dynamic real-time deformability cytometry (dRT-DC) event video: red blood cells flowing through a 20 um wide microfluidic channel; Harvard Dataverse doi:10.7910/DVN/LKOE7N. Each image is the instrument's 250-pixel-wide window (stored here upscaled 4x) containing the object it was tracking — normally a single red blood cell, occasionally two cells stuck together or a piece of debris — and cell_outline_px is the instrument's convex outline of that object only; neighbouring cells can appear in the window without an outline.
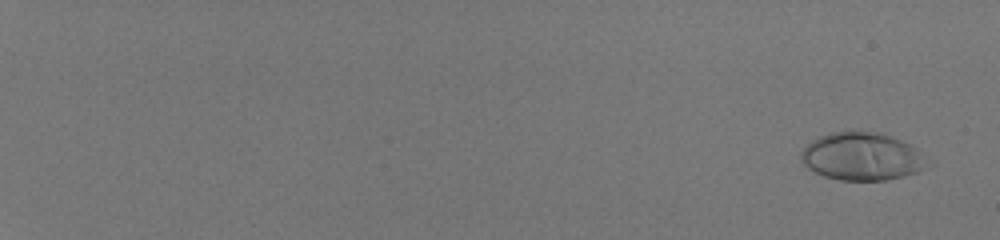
{"species": "human", "species_latin": "Homo sapiens", "temperature_condition": "room temperature", "stored_images_in_passage": 57, "camera_frame_rate_fps": 3000, "um_per_image_px": 0.085, "donor": {"sex": "male"}, "frame": {"image": 1, "passage_image": 4, "time_ms": 1.0, "image_size_px": [1000, 240], "cell_outline_px": [[920, 168], [916, 172], [888, 180], [840, 180], [824, 176], [808, 168], [800, 160], [800, 152], [812, 140], [820, 136], [832, 132], [852, 128], [880, 132], [900, 140], [916, 148]], "centroid_in_image_um": [73.1, 13.25], "position_along_channel_um": 11.9, "area_um2": 34.68}}
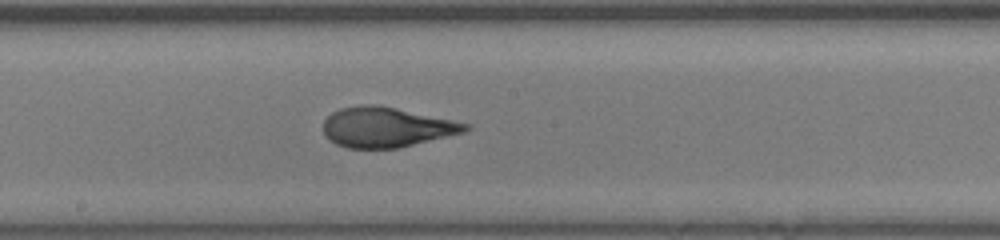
{"frame": {"image": 2, "passage_image": 38, "time_ms": 12.333, "image_size_px": [1000, 240], "cell_outline_px": [[472, 128], [464, 132], [396, 148], [348, 148], [336, 144], [324, 132], [324, 120], [332, 112], [340, 108], [360, 104], [376, 104], [396, 108], [472, 124]], "centroid_in_image_um": [32.85, 10.79], "position_along_channel_um": 215.3, "area_um2": 32.83}}
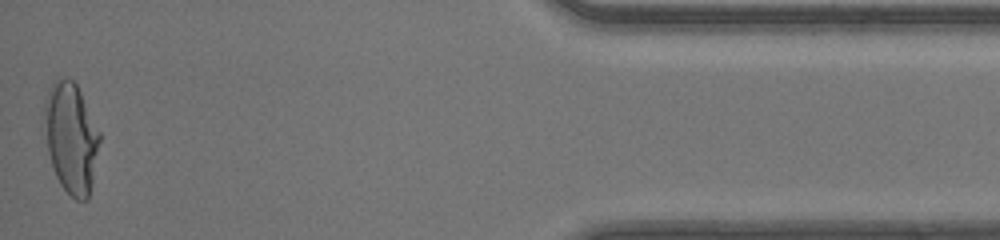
{"frame": {"image": 3, "passage_image": 57, "time_ms": 18.667, "image_size_px": [1000, 240], "cell_outline_px": [[100, 140], [92, 184], [88, 200], [76, 200], [60, 184], [56, 176], [48, 152], [40, 124], [44, 100], [52, 84], [60, 76], [68, 76], [76, 84], [100, 132]], "centroid_in_image_um": [5.99, 11.67], "position_along_channel_um": 429.2, "area_um2": 36.18}, "authors_computed_cell_mechanics": {"area_um2": 33.2928, "velocity_mm_per_s": 4.1951, "shape_relaxation_time_tau1_ms": 5.9256, "shape_relaxation_time_tau2_ms": null, "deformation_change_tau1": 0.2905, "deformation_change_tau2": null}}